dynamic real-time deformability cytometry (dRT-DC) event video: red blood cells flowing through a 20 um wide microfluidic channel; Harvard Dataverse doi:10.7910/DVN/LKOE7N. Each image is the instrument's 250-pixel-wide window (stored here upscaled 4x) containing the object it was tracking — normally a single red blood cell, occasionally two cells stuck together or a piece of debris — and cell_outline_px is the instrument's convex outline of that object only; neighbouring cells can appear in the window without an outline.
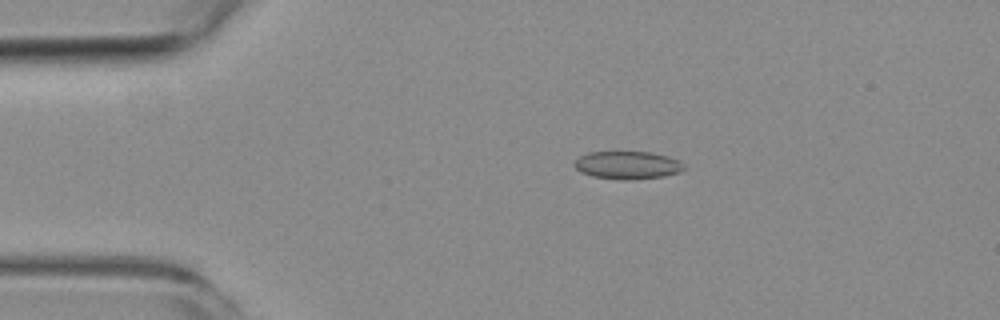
{"species": "common noctule bat (a hibernating species)", "species_latin": "Nyctalus noctula", "temperature_condition": "room temperature", "stored_images_in_passage": 5, "camera_frame_rate_fps": 3000, "um_per_image_px": 0.085, "animal": {"sex": "female", "body_mass_g": 19.3, "forearm_length_mm": 54.1}, "frame": {"image": 1, "passage_image": 3, "time_ms": 2.333, "image_size_px": [1000, 320], "cell_outline_px": [[684, 168], [680, 172], [664, 176], [628, 180], [624, 180], [592, 176], [580, 172], [572, 164], [580, 156], [588, 152], [652, 152], [668, 156], [680, 160], [684, 164]], "centroid_in_image_um": [53.35, 14.03], "position_along_channel_um": 31.7, "area_um2": 17.86}}
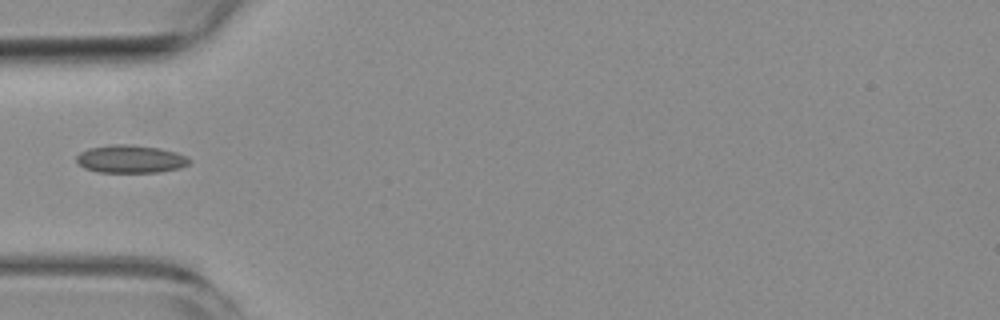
{"frame": {"image": 2, "passage_image": 5, "time_ms": 4.667, "image_size_px": [1000, 320], "cell_outline_px": [[192, 160], [188, 164], [180, 168], [160, 172], [100, 172], [84, 168], [76, 160], [76, 156], [80, 152], [88, 148], [112, 144], [128, 144], [160, 148], [176, 152]], "centroid_in_image_um": [11.09, 13.51], "position_along_channel_um": 73.9, "area_um2": 18.32}}